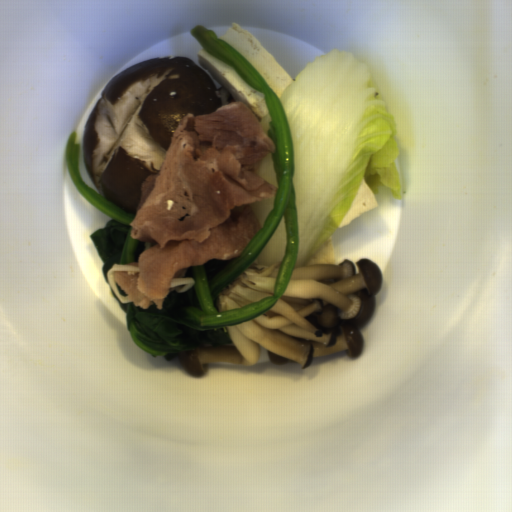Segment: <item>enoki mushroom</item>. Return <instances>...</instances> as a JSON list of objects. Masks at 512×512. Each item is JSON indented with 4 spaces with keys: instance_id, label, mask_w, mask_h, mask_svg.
<instances>
[{
    "instance_id": "enoki-mushroom-1",
    "label": "enoki mushroom",
    "mask_w": 512,
    "mask_h": 512,
    "mask_svg": "<svg viewBox=\"0 0 512 512\" xmlns=\"http://www.w3.org/2000/svg\"><path fill=\"white\" fill-rule=\"evenodd\" d=\"M139 266H131L127 264L114 263L111 268L106 273V279L108 281V286L110 287L112 293L117 298L120 304H129L133 303V301L129 300V296H124L120 293L117 282L113 276L114 272H139Z\"/></svg>"
},
{
    "instance_id": "enoki-mushroom-2",
    "label": "enoki mushroom",
    "mask_w": 512,
    "mask_h": 512,
    "mask_svg": "<svg viewBox=\"0 0 512 512\" xmlns=\"http://www.w3.org/2000/svg\"><path fill=\"white\" fill-rule=\"evenodd\" d=\"M195 280L193 278H172L169 284V292L184 293L193 287Z\"/></svg>"
}]
</instances>
